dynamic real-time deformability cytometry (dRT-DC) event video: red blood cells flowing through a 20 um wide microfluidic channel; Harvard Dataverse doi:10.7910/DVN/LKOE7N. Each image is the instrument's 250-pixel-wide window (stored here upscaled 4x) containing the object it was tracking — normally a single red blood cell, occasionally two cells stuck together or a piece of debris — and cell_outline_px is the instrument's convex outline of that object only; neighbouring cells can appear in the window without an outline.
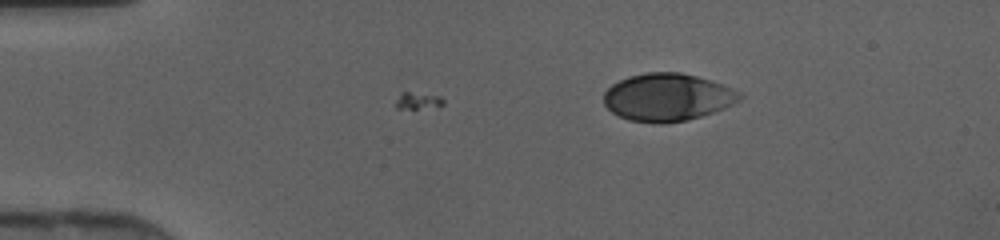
{"species": "human", "species_latin": "Homo sapiens", "temperature_condition": "cold", "stored_images_in_passage": 3, "camera_frame_rate_fps": 3000, "um_per_image_px": 0.085, "donor": {"sex": "female"}, "frame": {"image": 1, "passage_image": 1, "time_ms": 0.0, "image_size_px": [1000, 240], "cell_outline_px": [[744, 96], [740, 100], [724, 108], [700, 116], [684, 120], [660, 124], [656, 124], [628, 120], [612, 112], [604, 104], [604, 92], [612, 84], [628, 76], [648, 72], [680, 72], [696, 76], [732, 88], [740, 92]], "centroid_in_image_um": [56.71, 8.26], "position_along_channel_um": 28.3, "area_um2": 37.51}}